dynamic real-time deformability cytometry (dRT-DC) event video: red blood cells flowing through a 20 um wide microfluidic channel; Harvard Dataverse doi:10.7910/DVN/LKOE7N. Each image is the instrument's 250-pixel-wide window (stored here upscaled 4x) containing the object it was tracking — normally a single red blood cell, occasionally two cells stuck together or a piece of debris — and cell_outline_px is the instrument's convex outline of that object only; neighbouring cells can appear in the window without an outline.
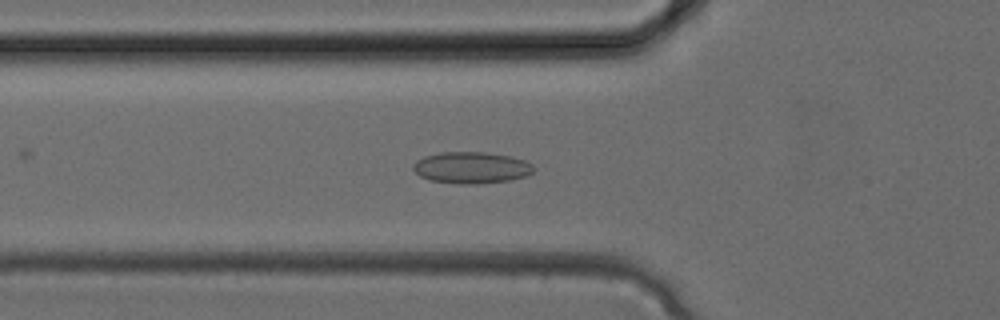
{"species": "common noctule bat (a hibernating species)", "species_latin": "Nyctalus noctula", "temperature_condition": "cold", "stored_images_in_passage": 29, "camera_frame_rate_fps": 3000, "um_per_image_px": 0.085, "animal": {"sex": "female", "body_mass_g": 24.6, "forearm_length_mm": 56.2}, "frame": {"image": 1, "passage_image": 7, "time_ms": 2.0, "image_size_px": [1000, 320], "cell_outline_px": [[536, 168], [532, 172], [524, 176], [508, 180], [476, 184], [460, 184], [432, 180], [420, 176], [412, 168], [412, 164], [416, 160], [424, 156], [440, 152], [484, 152], [512, 156], [524, 160], [532, 164]], "centroid_in_image_um": [40.06, 14.24], "position_along_channel_um": 85.7, "area_um2": 22.14}}
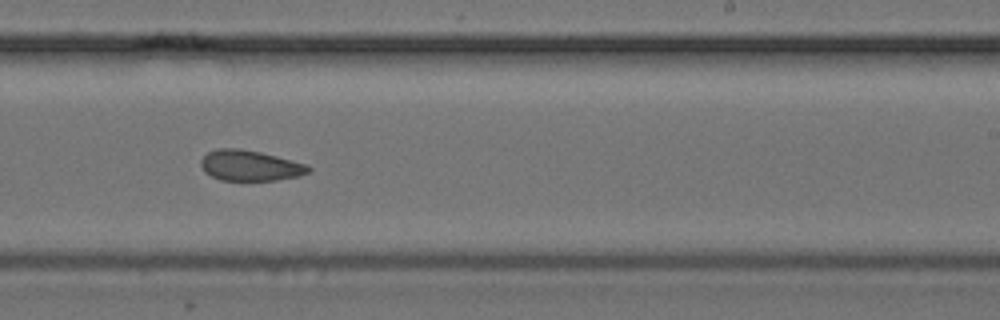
{"frame": {"image": 2, "passage_image": 16, "time_ms": 5.0, "image_size_px": [1000, 320], "cell_outline_px": [[312, 168], [308, 172], [296, 176], [276, 180], [220, 180], [204, 172], [200, 164], [200, 160], [208, 152], [220, 148], [236, 148], [260, 152], [308, 164]], "centroid_in_image_um": [21.23, 14.07], "position_along_channel_um": 267.8, "area_um2": 19.02}}
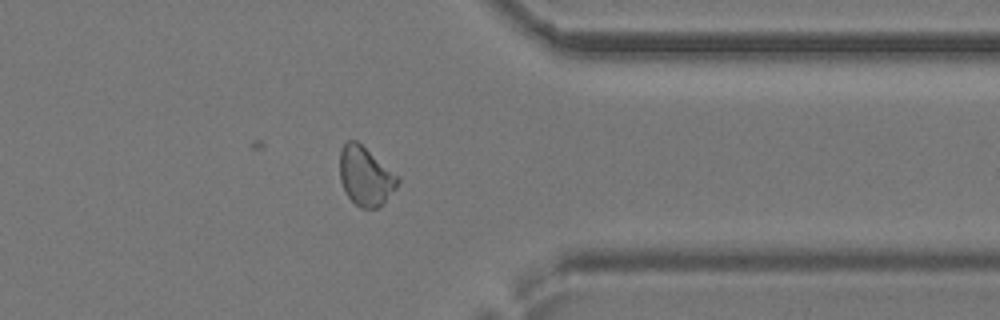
{"frame": {"image": 3, "passage_image": 22, "time_ms": 7.0, "image_size_px": [1000, 320], "cell_outline_px": [[400, 180], [396, 188], [384, 204], [376, 208], [360, 208], [348, 196], [340, 180], [340, 148], [348, 140], [356, 140], [400, 176]], "centroid_in_image_um": [31.09, 14.97], "position_along_channel_um": 380.3, "area_um2": 20.0}}